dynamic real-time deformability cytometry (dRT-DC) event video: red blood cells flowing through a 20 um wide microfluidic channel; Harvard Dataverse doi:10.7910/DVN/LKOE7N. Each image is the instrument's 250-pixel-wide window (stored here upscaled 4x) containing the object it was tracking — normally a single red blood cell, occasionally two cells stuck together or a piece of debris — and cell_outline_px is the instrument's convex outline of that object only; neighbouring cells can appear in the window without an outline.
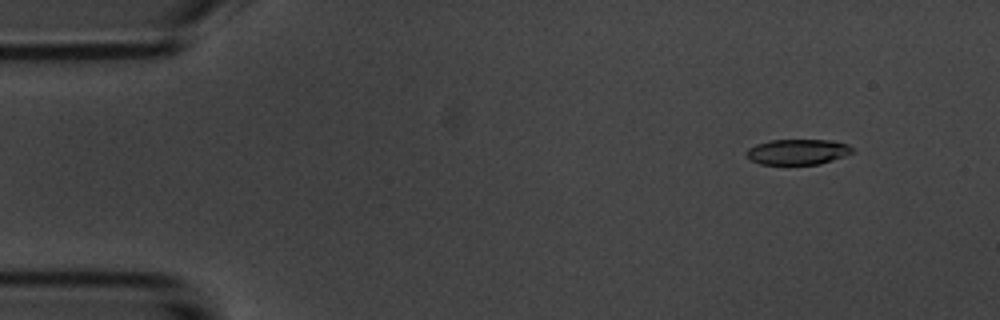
{"species": "common noctule bat (a hibernating species)", "species_latin": "Nyctalus noctula", "temperature_condition": "room temperature", "stored_images_in_passage": 55, "camera_frame_rate_fps": 3000, "um_per_image_px": 0.085, "animal": {"sex": "male", "body_mass_g": 20.1, "forearm_length_mm": 53.5}, "frame": {"image": 1, "passage_image": 6, "time_ms": 1.667, "image_size_px": [1000, 320], "cell_outline_px": [[852, 152], [844, 156], [820, 164], [760, 164], [752, 160], [744, 152], [748, 148], [756, 144], [768, 140], [828, 140], [848, 144], [852, 148]], "centroid_in_image_um": [67.77, 12.9], "position_along_channel_um": 17.2, "area_um2": 15.61}}
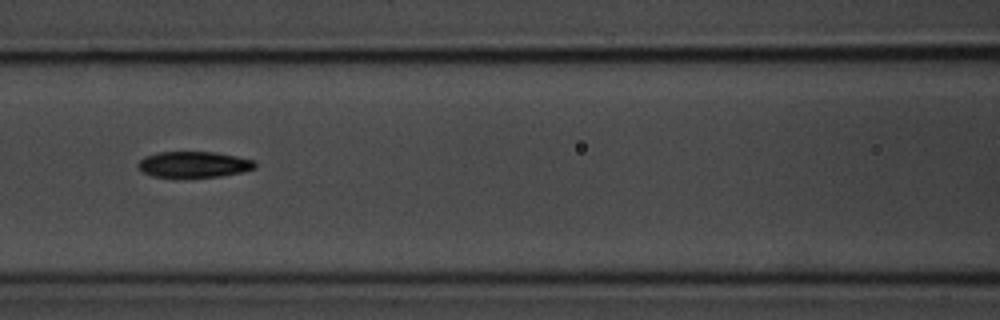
{"frame": {"image": 2, "passage_image": 24, "time_ms": 7.667, "image_size_px": [1000, 320], "cell_outline_px": [[256, 168], [244, 172], [220, 176], [180, 180], [176, 180], [152, 176], [144, 172], [136, 164], [144, 156], [160, 152], [216, 152], [256, 160]], "centroid_in_image_um": [16.47, 14.02], "position_along_channel_um": 150.1, "area_um2": 18.55}}
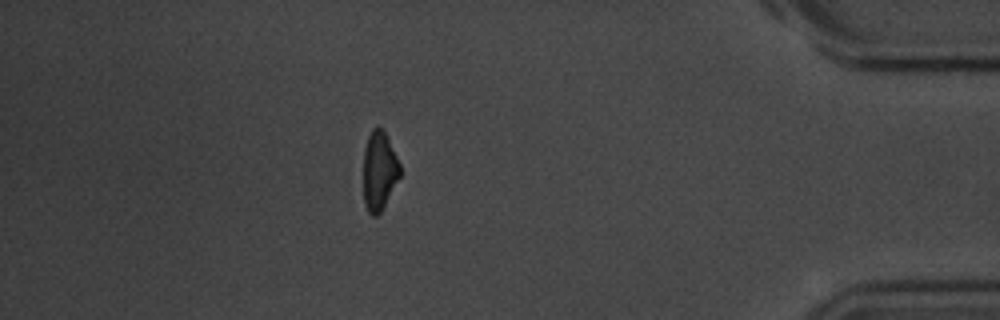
{"frame": {"image": 3, "passage_image": 48, "time_ms": 15.667, "image_size_px": [1000, 320], "cell_outline_px": [[400, 176], [380, 212], [376, 216], [372, 216], [368, 212], [364, 204], [364, 148], [368, 136], [372, 128], [380, 128], [384, 132], [400, 164]], "centroid_in_image_um": [32.21, 14.54], "position_along_channel_um": 403.0, "area_um2": 16.47}, "authors_computed_cell_mechanics": {"area_um2": 17.6868, "velocity_mm_per_s": 3.7208, "shape_relaxation_time_tau1_ms": 2.8448, "shape_relaxation_time_tau2_ms": 4.8649, "deformation_change_tau1": 0.1859, "deformation_change_tau2": 0.1283}}